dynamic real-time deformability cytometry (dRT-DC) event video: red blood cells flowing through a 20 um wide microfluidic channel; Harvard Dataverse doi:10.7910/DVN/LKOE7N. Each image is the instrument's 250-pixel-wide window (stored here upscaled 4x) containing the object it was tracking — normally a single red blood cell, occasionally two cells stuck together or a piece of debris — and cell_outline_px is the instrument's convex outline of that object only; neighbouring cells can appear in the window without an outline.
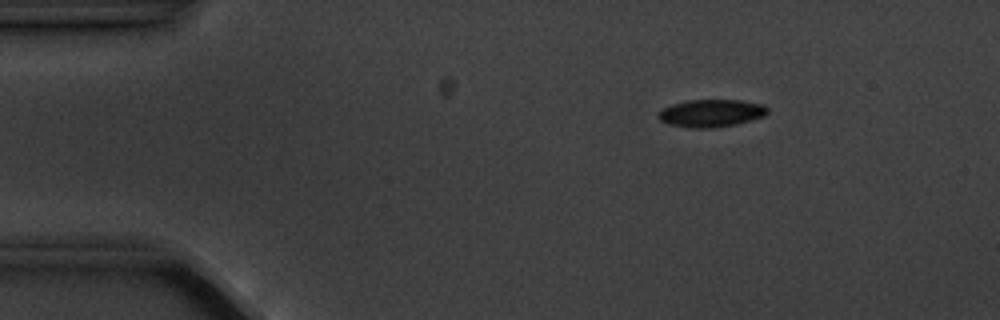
{"species": "common noctule bat (a hibernating species)", "species_latin": "Nyctalus noctula", "temperature_condition": "cold", "stored_images_in_passage": 5, "camera_frame_rate_fps": 3000, "um_per_image_px": 0.085, "animal": {"sex": "male", "body_mass_g": 20.1, "forearm_length_mm": 53.5}, "frame": {"image": 1, "passage_image": 3, "time_ms": 2.333, "image_size_px": [1000, 320], "cell_outline_px": [[768, 112], [764, 116], [752, 120], [736, 124], [716, 128], [692, 128], [668, 124], [660, 120], [656, 116], [664, 108], [672, 104], [688, 100], [740, 100], [764, 104], [768, 108]], "centroid_in_image_um": [60.47, 9.62], "position_along_channel_um": 24.5, "area_um2": 17.63}}